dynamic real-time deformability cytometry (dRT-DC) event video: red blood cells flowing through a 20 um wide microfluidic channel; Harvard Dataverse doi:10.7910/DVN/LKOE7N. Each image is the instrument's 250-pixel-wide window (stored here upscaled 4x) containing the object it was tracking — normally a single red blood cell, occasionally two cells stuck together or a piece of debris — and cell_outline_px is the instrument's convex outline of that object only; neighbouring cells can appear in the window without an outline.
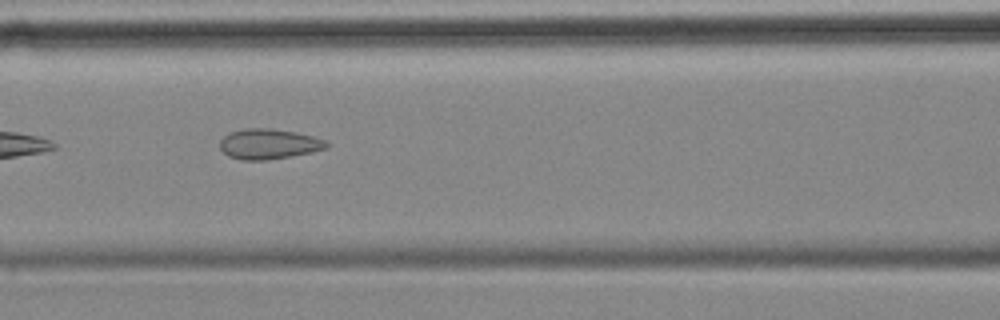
{"species": "common noctule bat (a hibernating species)", "species_latin": "Nyctalus noctula", "temperature_condition": "cold", "stored_images_in_passage": 8, "camera_frame_rate_fps": 3000, "um_per_image_px": 0.085, "animal": {"sex": "female", "body_mass_g": 18.4}, "frame": {"image": 1, "passage_image": 7, "time_ms": 7.0, "image_size_px": [1000, 320], "cell_outline_px": [[328, 148], [312, 152], [292, 156], [268, 160], [240, 160], [228, 156], [220, 148], [220, 140], [228, 132], [244, 128], [272, 128], [296, 132], [328, 140]], "centroid_in_image_um": [22.85, 12.23], "position_along_channel_um": 143.8, "area_um2": 19.07}}
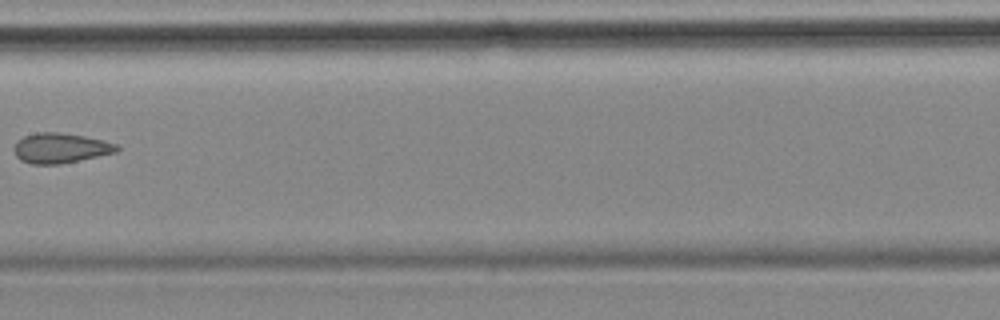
{"frame": {"image": 2, "passage_image": 8, "time_ms": 8.667, "image_size_px": [1000, 320], "cell_outline_px": [[120, 148], [116, 152], [60, 164], [32, 164], [20, 160], [16, 156], [12, 148], [24, 136], [36, 132], [56, 132], [84, 136], [104, 140], [120, 144]], "centroid_in_image_um": [5.15, 12.58], "position_along_channel_um": 202.2, "area_um2": 17.98}}